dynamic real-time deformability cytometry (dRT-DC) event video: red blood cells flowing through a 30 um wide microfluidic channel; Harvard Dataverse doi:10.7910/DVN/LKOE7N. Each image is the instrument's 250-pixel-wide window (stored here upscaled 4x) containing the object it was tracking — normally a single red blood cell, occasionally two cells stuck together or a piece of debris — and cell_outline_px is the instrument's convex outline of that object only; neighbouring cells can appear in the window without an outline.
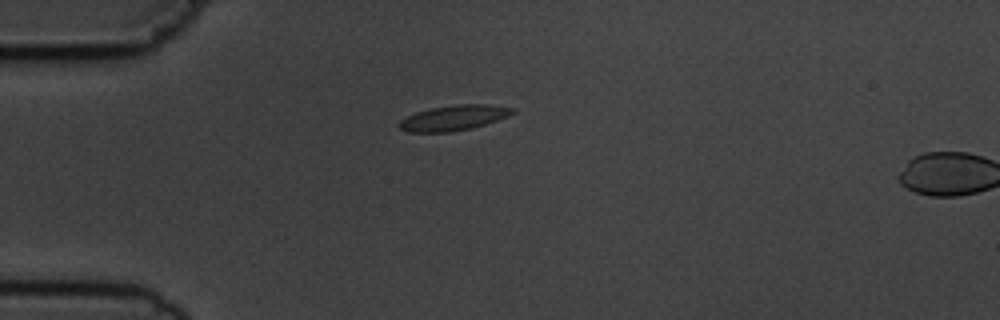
{"species": "common noctule bat (a hibernating species)", "species_latin": "Nyctalus noctula", "temperature_condition": "cold", "stored_images_in_passage": 2, "camera_frame_rate_fps": 3000, "um_per_image_px": 0.085, "animal": {"sex": "male", "body_mass_g": 19.5, "forearm_length_mm": 54.6}, "frame": {"image": 1, "passage_image": 1, "time_ms": 0.0, "image_size_px": [1000, 320], "cell_outline_px": [[516, 112], [508, 116], [472, 128], [448, 132], [408, 132], [400, 128], [396, 124], [400, 120], [416, 112], [432, 108], [456, 104], [488, 104], [516, 108]], "centroid_in_image_um": [38.57, 10.01], "position_along_channel_um": 46.4, "area_um2": 16.65}}